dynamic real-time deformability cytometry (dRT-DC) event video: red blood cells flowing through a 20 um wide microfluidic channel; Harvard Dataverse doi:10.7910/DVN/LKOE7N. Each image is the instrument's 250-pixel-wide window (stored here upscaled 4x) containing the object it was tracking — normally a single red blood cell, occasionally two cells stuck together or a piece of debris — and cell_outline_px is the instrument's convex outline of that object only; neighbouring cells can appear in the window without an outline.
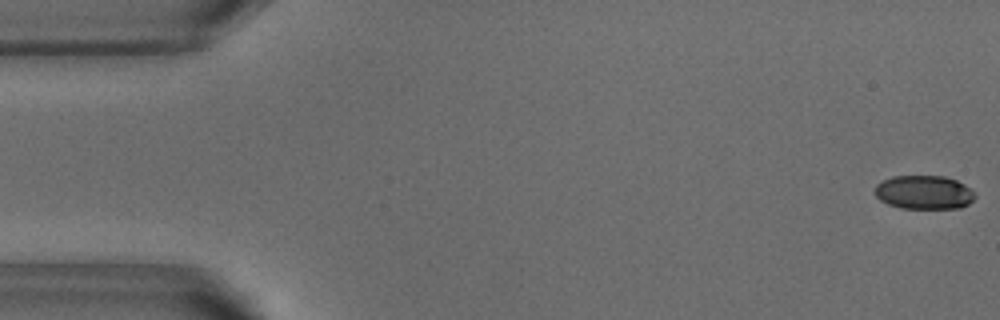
{"species": "common noctule bat (a hibernating species)", "species_latin": "Nyctalus noctula", "temperature_condition": "warm", "stored_images_in_passage": 52, "camera_frame_rate_fps": 3000, "um_per_image_px": 0.085, "animal": {"sex": "male", "body_mass_g": 18.8}, "frame": {"image": 1, "passage_image": 1, "time_ms": 0.0, "image_size_px": [1000, 320], "cell_outline_px": [[976, 196], [968, 204], [960, 208], [900, 208], [888, 204], [880, 200], [876, 196], [876, 184], [892, 176], [944, 176], [956, 180], [964, 184]], "centroid_in_image_um": [78.53, 16.35], "position_along_channel_um": 6.5, "area_um2": 19.54}}
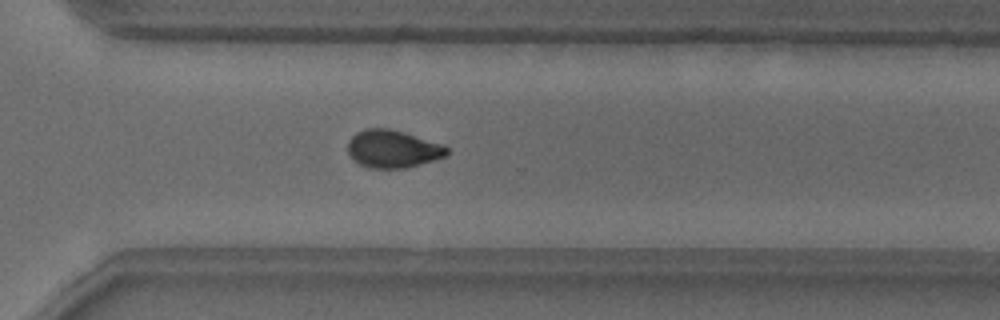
{"frame": {"image": 2, "passage_image": 37, "time_ms": 12.0, "image_size_px": [1000, 320], "cell_outline_px": [[448, 152], [444, 156], [408, 168], [368, 168], [360, 164], [348, 152], [348, 140], [356, 132], [364, 128], [388, 128], [404, 132], [444, 144], [448, 148]], "centroid_in_image_um": [33.38, 12.64], "position_along_channel_um": 337.2, "area_um2": 21.73}}
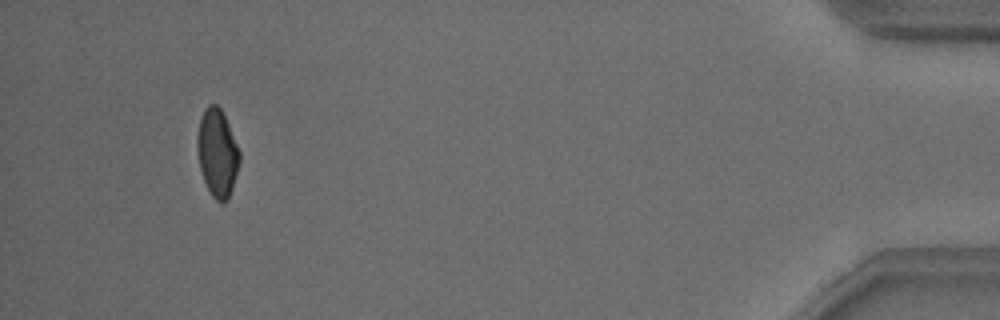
{"frame": {"image": 3, "passage_image": 49, "time_ms": 16.0, "image_size_px": [1000, 320], "cell_outline_px": [[240, 160], [232, 188], [228, 200], [224, 204], [220, 204], [212, 196], [204, 180], [200, 168], [196, 148], [196, 136], [200, 120], [204, 108], [208, 104], [216, 104], [220, 108], [228, 124], [240, 152]], "centroid_in_image_um": [18.45, 13.01], "position_along_channel_um": 416.7, "area_um2": 21.62}, "authors_computed_cell_mechanics": {"area_um2": 22.0218, "velocity_mm_per_s": 3.8541, "shape_relaxation_time_tau1_ms": 4.5483, "shape_relaxation_time_tau2_ms": 2.2443, "deformation_change_tau1": 0.1305, "deformation_change_tau2": 0.0613}}